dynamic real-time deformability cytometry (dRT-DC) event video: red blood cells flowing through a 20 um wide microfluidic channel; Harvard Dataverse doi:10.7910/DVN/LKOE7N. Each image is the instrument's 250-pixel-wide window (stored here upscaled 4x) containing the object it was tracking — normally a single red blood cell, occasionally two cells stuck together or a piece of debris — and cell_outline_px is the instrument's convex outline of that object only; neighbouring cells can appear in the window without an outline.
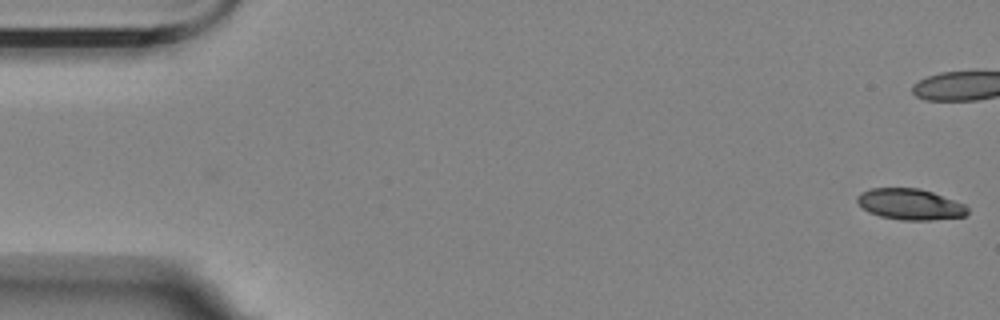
{"species": "Egyptian fruit bat (a non-hibernating species)", "species_latin": "Rousettus aegyptiacus", "temperature_condition": "room temperature", "stored_images_in_passage": 6, "camera_frame_rate_fps": 3000, "um_per_image_px": 0.085, "animal": {"sex": "female"}, "frame": {"image": 1, "passage_image": 1, "time_ms": 0.0, "image_size_px": [1000, 320], "cell_outline_px": [[968, 212], [964, 216], [932, 220], [900, 220], [880, 216], [868, 212], [856, 200], [856, 196], [860, 192], [872, 188], [920, 188], [932, 192], [964, 204], [968, 208]], "centroid_in_image_um": [77.34, 17.36], "position_along_channel_um": 7.7, "area_um2": 19.88}}